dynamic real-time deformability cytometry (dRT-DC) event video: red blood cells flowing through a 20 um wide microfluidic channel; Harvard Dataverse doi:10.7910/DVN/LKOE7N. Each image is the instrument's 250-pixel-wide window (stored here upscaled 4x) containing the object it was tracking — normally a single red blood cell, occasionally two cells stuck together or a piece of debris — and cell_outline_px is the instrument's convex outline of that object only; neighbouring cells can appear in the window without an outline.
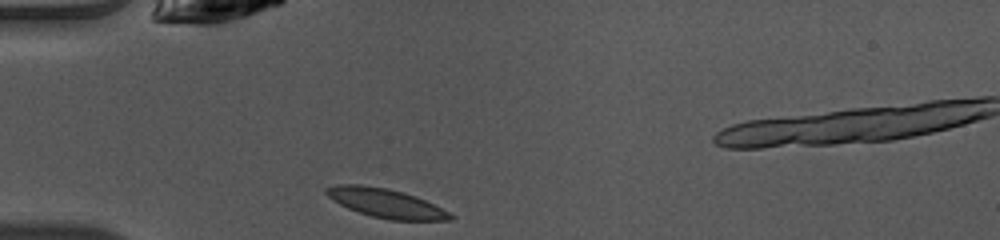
{"species": "common noctule bat (a hibernating species)", "species_latin": "Nyctalus noctula", "temperature_condition": "warm", "stored_images_in_passage": 37, "camera_frame_rate_fps": 3000, "um_per_image_px": 0.085, "animal": {"sex": "female", "body_mass_g": 10.0, "forearm_length_mm": 53.1}, "frame": {"image": 1, "passage_image": 1, "time_ms": 0.0, "image_size_px": [1000, 240], "cell_outline_px": [[456, 216], [452, 220], [388, 220], [372, 216], [348, 208], [332, 200], [324, 192], [324, 188], [336, 184], [360, 184], [388, 188], [416, 196]], "centroid_in_image_um": [32.76, 17.26], "position_along_channel_um": 52.2, "area_um2": 20.87}}
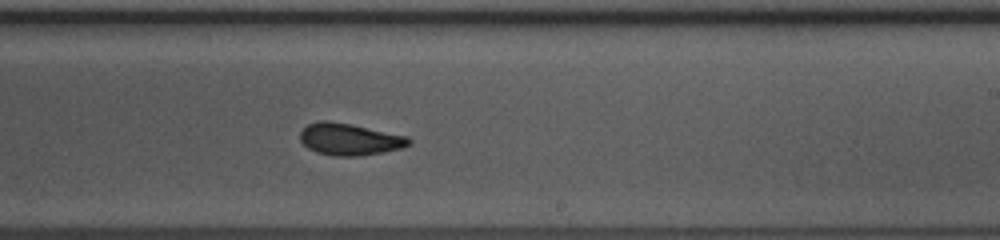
{"frame": {"image": 2, "passage_image": 17, "time_ms": 5.333, "image_size_px": [1000, 240], "cell_outline_px": [[412, 144], [400, 148], [384, 152], [360, 156], [332, 156], [316, 152], [308, 148], [300, 140], [300, 132], [308, 124], [320, 120], [328, 120], [408, 136], [412, 140]], "centroid_in_image_um": [29.71, 11.85], "position_along_channel_um": 259.3, "area_um2": 20.17}}
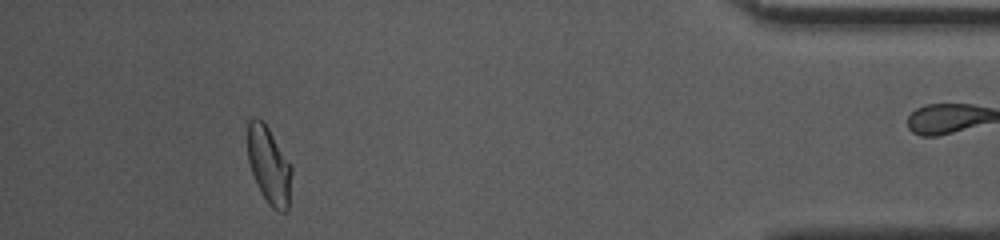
{"frame": {"image": 3, "passage_image": 32, "time_ms": 10.333, "image_size_px": [1000, 240], "cell_outline_px": [[292, 172], [288, 212], [280, 212], [272, 208], [268, 204], [252, 172], [248, 160], [248, 120], [252, 116], [256, 116], [264, 120], [292, 168]], "centroid_in_image_um": [22.87, 14.03], "position_along_channel_um": 412.3, "area_um2": 19.71}}